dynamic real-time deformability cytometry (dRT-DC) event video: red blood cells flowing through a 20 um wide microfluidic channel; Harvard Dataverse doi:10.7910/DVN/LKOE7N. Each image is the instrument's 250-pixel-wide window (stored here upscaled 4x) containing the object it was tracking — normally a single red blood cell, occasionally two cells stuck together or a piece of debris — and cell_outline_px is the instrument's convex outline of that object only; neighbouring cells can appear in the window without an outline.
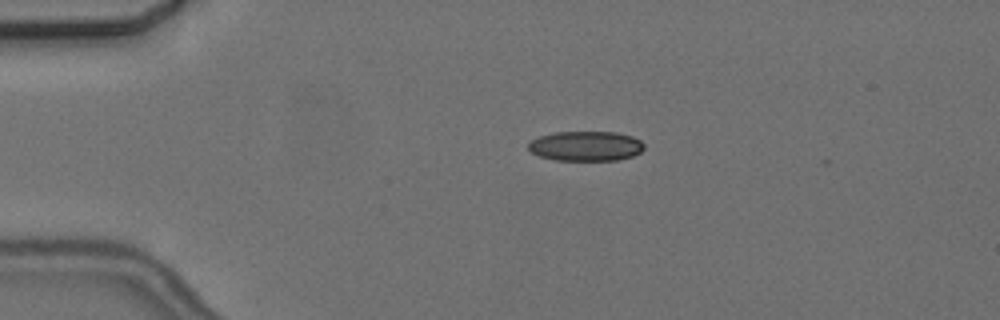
{"species": "common noctule bat (a hibernating species)", "species_latin": "Nyctalus noctula", "temperature_condition": "cold", "stored_images_in_passage": 4, "camera_frame_rate_fps": 3000, "um_per_image_px": 0.085, "animal": {"sex": "female", "body_mass_g": 24.6, "forearm_length_mm": 56.2}, "frame": {"image": 1, "passage_image": 1, "time_ms": 0.0, "image_size_px": [1000, 320], "cell_outline_px": [[644, 148], [640, 152], [632, 156], [616, 160], [556, 160], [540, 156], [532, 152], [528, 148], [528, 144], [532, 140], [540, 136], [552, 132], [616, 132], [632, 136], [640, 140], [644, 144]], "centroid_in_image_um": [49.8, 12.41], "position_along_channel_um": 35.2, "area_um2": 20.06}}
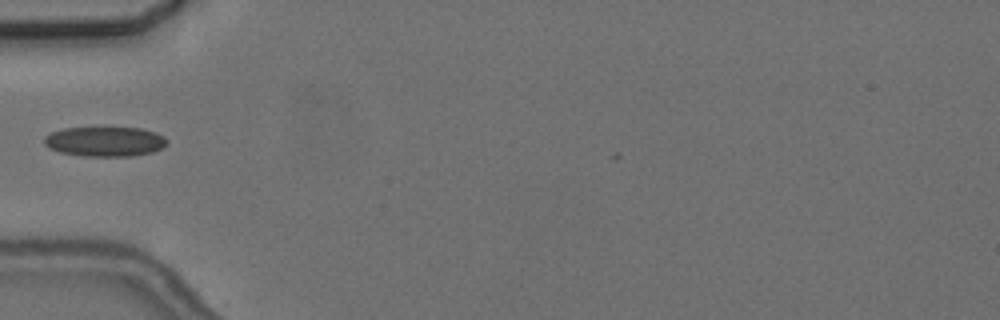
{"frame": {"image": 2, "passage_image": 3, "time_ms": 2.333, "image_size_px": [1000, 320], "cell_outline_px": [[168, 144], [164, 148], [152, 152], [132, 156], [80, 156], [60, 152], [48, 148], [44, 144], [44, 136], [52, 132], [64, 128], [140, 128], [156, 132], [164, 136], [168, 140]], "centroid_in_image_um": [8.94, 12.04], "position_along_channel_um": 76.1, "area_um2": 21.5}}